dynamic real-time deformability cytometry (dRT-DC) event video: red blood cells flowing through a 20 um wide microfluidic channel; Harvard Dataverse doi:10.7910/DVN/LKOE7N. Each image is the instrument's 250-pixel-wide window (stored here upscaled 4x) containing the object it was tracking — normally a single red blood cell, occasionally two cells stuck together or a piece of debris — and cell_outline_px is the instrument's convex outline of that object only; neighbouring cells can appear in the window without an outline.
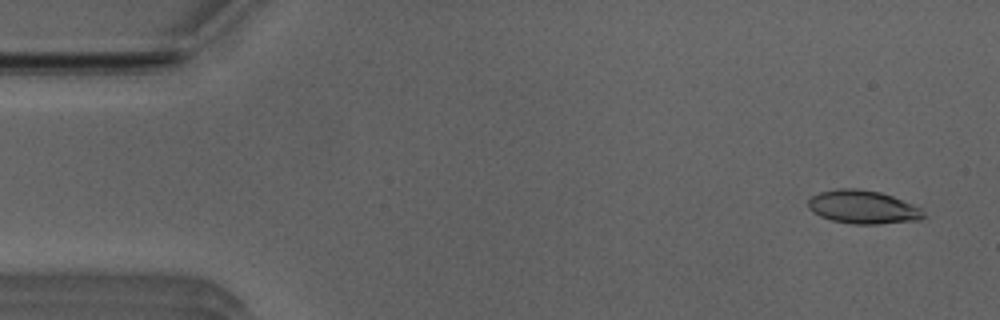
{"species": "Egyptian fruit bat (a non-hibernating species)", "species_latin": "Rousettus aegyptiacus", "temperature_condition": "room temperature", "stored_images_in_passage": 39, "camera_frame_rate_fps": 3000, "um_per_image_px": 0.085, "animal": {"sex": "male"}, "frame": {"image": 1, "passage_image": 2, "time_ms": 0.333, "image_size_px": [1000, 320], "cell_outline_px": [[924, 216], [920, 220], [880, 224], [852, 224], [832, 220], [820, 216], [812, 212], [808, 208], [808, 200], [812, 196], [820, 192], [840, 188], [856, 188], [880, 192], [892, 196], [912, 204], [920, 208], [924, 212]], "centroid_in_image_um": [73.34, 17.6], "position_along_channel_um": 11.7, "area_um2": 22.43}}
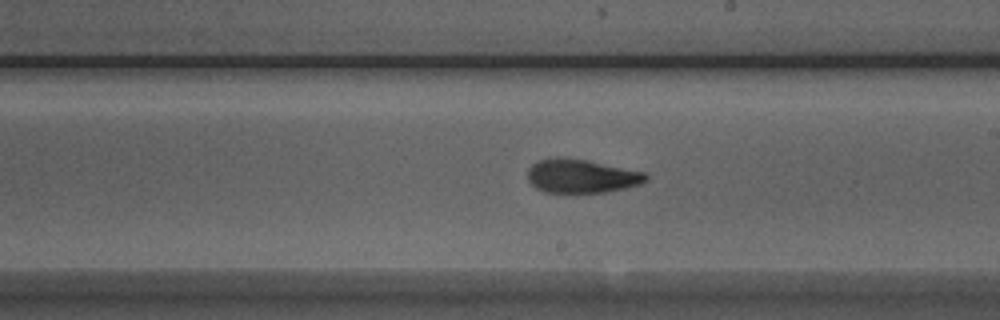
{"frame": {"image": 2, "passage_image": 28, "time_ms": 9.0, "image_size_px": [1000, 320], "cell_outline_px": [[648, 180], [640, 184], [624, 188], [604, 192], [544, 192], [536, 188], [528, 180], [528, 168], [536, 160], [556, 156], [560, 156], [588, 160], [644, 172], [648, 176]], "centroid_in_image_um": [49.39, 14.94], "position_along_channel_um": 239.6, "area_um2": 23.35}}
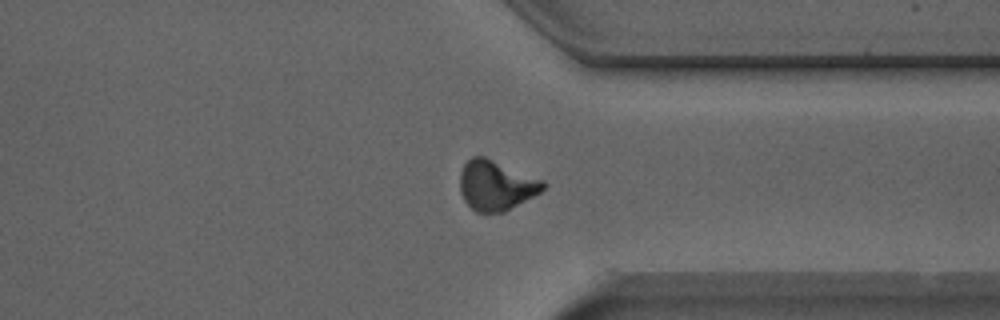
{"frame": {"image": 3, "passage_image": 38, "time_ms": 12.333, "image_size_px": [1000, 320], "cell_outline_px": [[548, 184], [540, 192], [504, 212], [476, 212], [464, 200], [460, 192], [460, 172], [464, 164], [472, 156], [484, 156], [544, 180]], "centroid_in_image_um": [42.16, 15.74], "position_along_channel_um": 369.2, "area_um2": 24.1}, "authors_computed_cell_mechanics": {"area_um2": 23.2356, "velocity_mm_per_s": 3.9566, "shape_relaxation_time_tau1_ms": 5.1865, "shape_relaxation_time_tau2_ms": 1.3693, "deformation_change_tau1": 0.1858, "deformation_change_tau2": 0.0711}}